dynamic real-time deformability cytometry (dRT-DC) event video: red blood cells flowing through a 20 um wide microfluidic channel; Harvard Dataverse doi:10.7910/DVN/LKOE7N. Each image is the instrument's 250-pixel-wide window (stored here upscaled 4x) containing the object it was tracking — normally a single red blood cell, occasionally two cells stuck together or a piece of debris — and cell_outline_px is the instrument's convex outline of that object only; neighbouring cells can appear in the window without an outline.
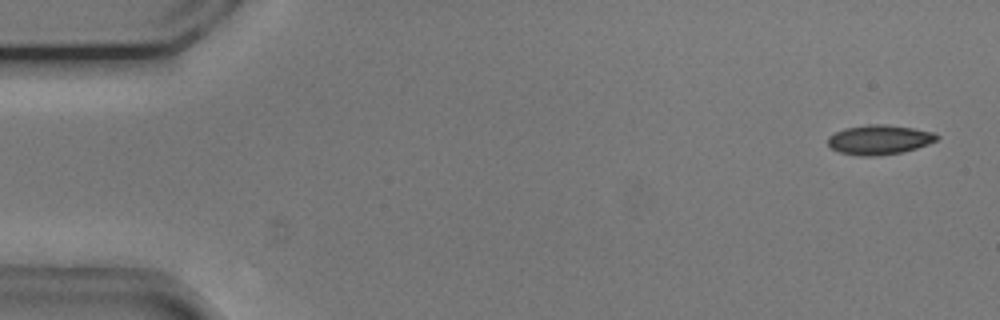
{"species": "common noctule bat (a hibernating species)", "species_latin": "Nyctalus noctula", "temperature_condition": "cold", "stored_images_in_passage": 54, "camera_frame_rate_fps": 3000, "um_per_image_px": 0.085, "animal": {"sex": "male", "body_mass_g": 20.5, "forearm_length_mm": 52.5}, "frame": {"image": 1, "passage_image": 2, "time_ms": 0.333, "image_size_px": [1000, 320], "cell_outline_px": [[940, 136], [936, 140], [928, 144], [916, 148], [900, 152], [872, 156], [860, 156], [840, 152], [832, 148], [828, 144], [828, 136], [844, 128], [868, 124], [884, 124], [912, 128], [932, 132]], "centroid_in_image_um": [74.72, 11.86], "position_along_channel_um": 10.3, "area_um2": 18.55}}
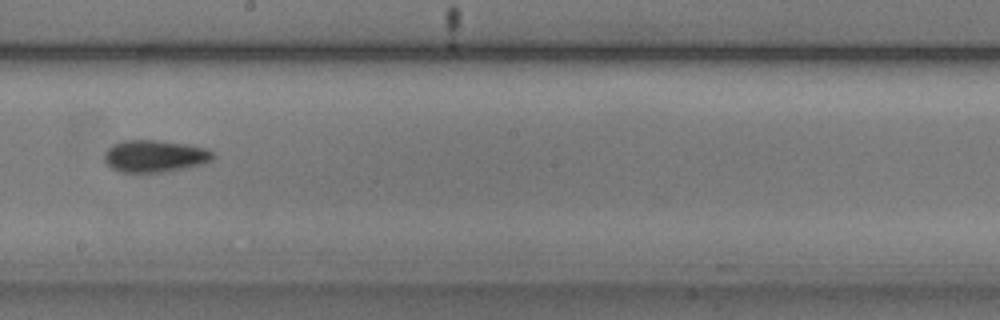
{"frame": {"image": 2, "passage_image": 30, "time_ms": 9.667, "image_size_px": [1000, 320], "cell_outline_px": [[216, 156], [212, 160], [204, 164], [160, 172], [120, 172], [112, 168], [104, 160], [104, 152], [112, 144], [124, 140], [156, 140], [188, 144], [204, 148], [212, 152]], "centroid_in_image_um": [13.14, 13.26], "position_along_channel_um": 235.1, "area_um2": 20.29}}
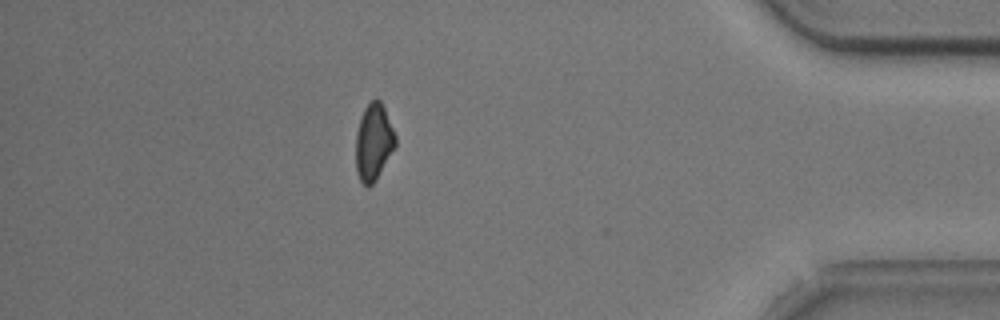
{"frame": {"image": 3, "passage_image": 47, "time_ms": 15.333, "image_size_px": [1000, 320], "cell_outline_px": [[396, 144], [376, 180], [368, 188], [360, 180], [356, 172], [356, 132], [360, 116], [364, 108], [376, 96], [380, 100], [384, 108], [396, 136]], "centroid_in_image_um": [31.74, 12.06], "position_along_channel_um": 403.5, "area_um2": 17.69}, "authors_computed_cell_mechanics": {"area_um2": 19.0162, "velocity_mm_per_s": 3.7383, "shape_relaxation_time_tau1_ms": 5.9083, "shape_relaxation_time_tau2_ms": 4.5363, "deformation_change_tau1": 0.1299, "deformation_change_tau2": 0.1157}}